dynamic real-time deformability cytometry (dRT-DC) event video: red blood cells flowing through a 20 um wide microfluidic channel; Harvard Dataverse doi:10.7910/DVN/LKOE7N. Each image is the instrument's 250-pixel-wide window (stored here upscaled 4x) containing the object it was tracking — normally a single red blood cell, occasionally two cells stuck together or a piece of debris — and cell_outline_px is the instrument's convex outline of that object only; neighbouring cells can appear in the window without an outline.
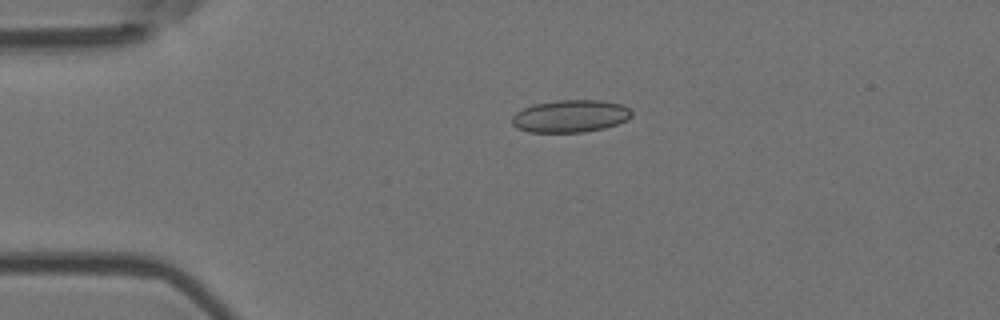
{"species": "Egyptian fruit bat (a non-hibernating species)", "species_latin": "Rousettus aegyptiacus", "temperature_condition": "room temperature", "stored_images_in_passage": 5, "camera_frame_rate_fps": 3000, "um_per_image_px": 0.085, "animal": {"sex": "female"}, "frame": {"image": 1, "passage_image": 4, "time_ms": 1.0, "image_size_px": [1000, 320], "cell_outline_px": [[632, 116], [628, 120], [604, 128], [584, 132], [528, 132], [516, 128], [512, 124], [512, 116], [516, 112], [532, 104], [556, 100], [600, 100], [624, 104], [632, 112]], "centroid_in_image_um": [48.48, 9.86], "position_along_channel_um": 36.5, "area_um2": 22.83}}